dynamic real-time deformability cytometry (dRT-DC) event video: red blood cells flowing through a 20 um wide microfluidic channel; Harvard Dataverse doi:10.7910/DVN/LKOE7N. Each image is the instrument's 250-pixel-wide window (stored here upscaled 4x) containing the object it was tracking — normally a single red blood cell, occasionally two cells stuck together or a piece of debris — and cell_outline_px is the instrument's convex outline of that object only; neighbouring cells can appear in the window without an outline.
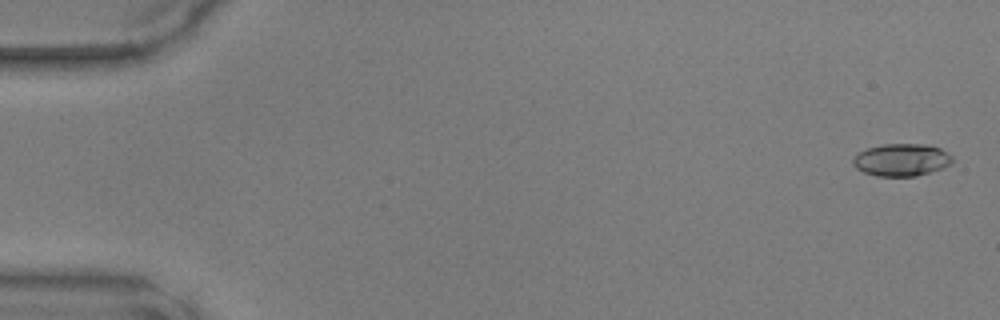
{"species": "common noctule bat (a hibernating species)", "species_latin": "Nyctalus noctula", "temperature_condition": "warm", "stored_images_in_passage": 49, "camera_frame_rate_fps": 3000, "um_per_image_px": 0.085, "animal": {"sex": "male", "body_mass_g": 17.9, "forearm_length_mm": 54.2}, "frame": {"image": 1, "passage_image": 2, "time_ms": 0.333, "image_size_px": [1000, 320], "cell_outline_px": [[952, 160], [944, 168], [916, 176], [876, 176], [864, 172], [856, 168], [852, 164], [852, 160], [856, 152], [868, 148], [884, 144], [924, 144], [940, 148], [948, 152], [952, 156]], "centroid_in_image_um": [76.6, 13.59], "position_along_channel_um": 8.4, "area_um2": 18.84}}
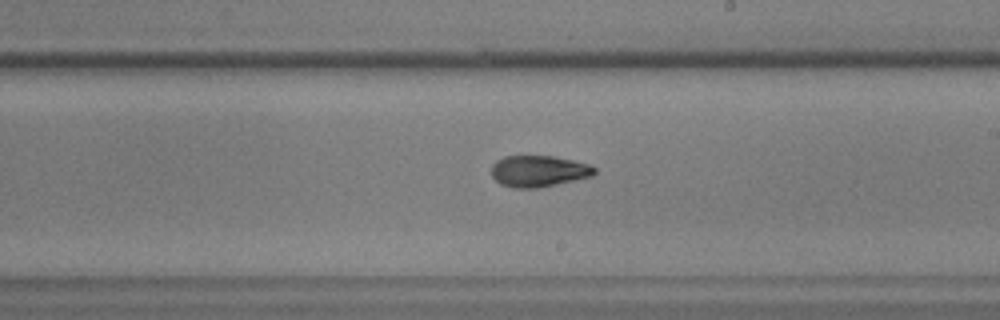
{"frame": {"image": 2, "passage_image": 29, "time_ms": 9.333, "image_size_px": [1000, 320], "cell_outline_px": [[596, 172], [592, 176], [556, 184], [536, 188], [512, 188], [500, 184], [492, 176], [492, 164], [496, 160], [504, 156], [552, 156], [572, 160], [588, 164], [596, 168]], "centroid_in_image_um": [45.76, 14.54], "position_along_channel_um": 243.2, "area_um2": 18.79}}
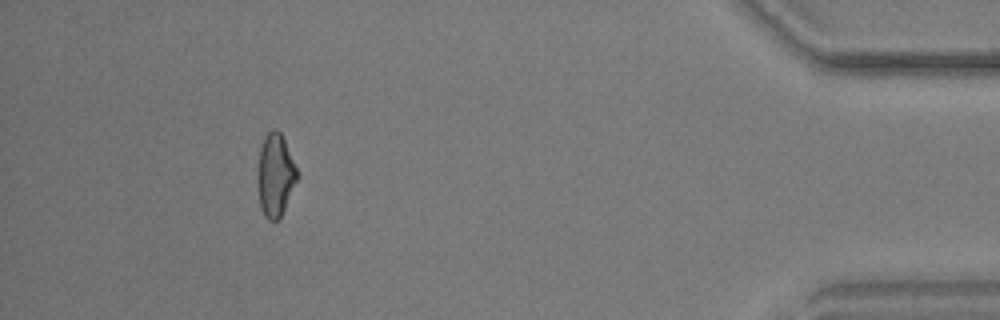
{"frame": {"image": 3, "passage_image": 45, "time_ms": 14.667, "image_size_px": [1000, 320], "cell_outline_px": [[300, 176], [280, 220], [268, 220], [264, 216], [260, 204], [260, 148], [264, 136], [272, 128], [276, 128], [280, 132], [284, 140]], "centroid_in_image_um": [23.47, 14.9], "position_along_channel_um": 411.7, "area_um2": 18.67}}